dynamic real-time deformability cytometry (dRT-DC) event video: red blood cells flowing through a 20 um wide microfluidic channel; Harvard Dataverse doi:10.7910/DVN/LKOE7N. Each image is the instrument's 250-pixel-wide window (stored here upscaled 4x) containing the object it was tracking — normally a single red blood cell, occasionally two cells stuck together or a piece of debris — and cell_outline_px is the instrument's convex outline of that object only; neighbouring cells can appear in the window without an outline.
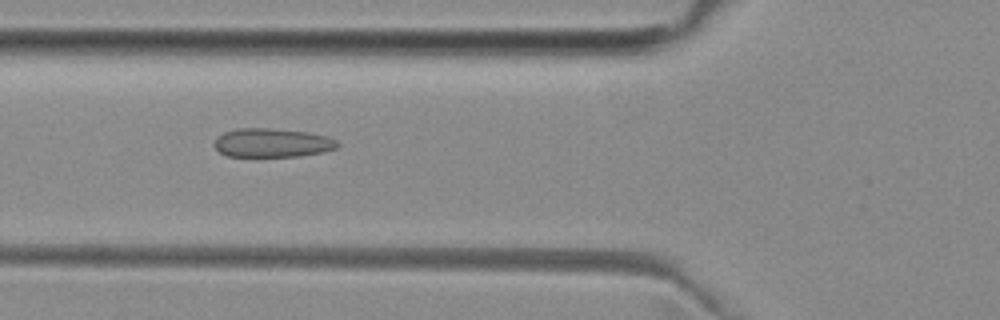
{"species": "common noctule bat (a hibernating species)", "species_latin": "Nyctalus noctula", "temperature_condition": "room temperature", "stored_images_in_passage": 39, "camera_frame_rate_fps": 3000, "um_per_image_px": 0.085, "animal": {"sex": "female", "body_mass_g": 29.2, "forearm_length_mm": 56.3}, "frame": {"image": 1, "passage_image": 6, "time_ms": 1.667, "image_size_px": [1000, 320], "cell_outline_px": [[340, 144], [336, 148], [324, 152], [300, 156], [228, 156], [220, 152], [212, 144], [224, 132], [236, 128], [268, 128], [308, 132], [328, 136], [336, 140]], "centroid_in_image_um": [23.16, 12.13], "position_along_channel_um": 102.6, "area_um2": 20.69}}
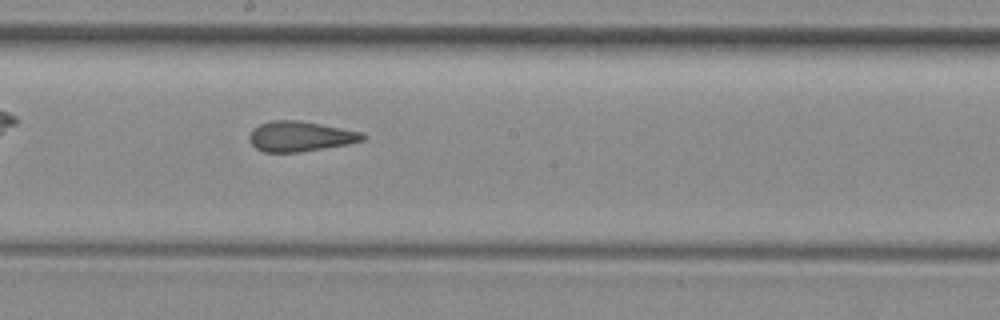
{"frame": {"image": 2, "passage_image": 15, "time_ms": 4.667, "image_size_px": [1000, 320], "cell_outline_px": [[368, 136], [364, 140], [348, 144], [300, 152], [264, 152], [256, 148], [248, 140], [248, 136], [252, 128], [260, 124], [272, 120], [300, 120], [360, 132]], "centroid_in_image_um": [25.48, 11.59], "position_along_channel_um": 222.7, "area_um2": 19.94}}
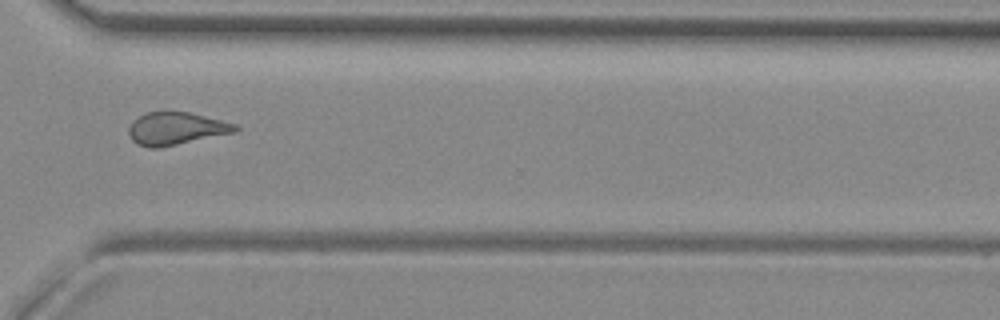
{"frame": {"image": 3, "passage_image": 25, "time_ms": 8.0, "image_size_px": [1000, 320], "cell_outline_px": [[240, 128], [236, 132], [160, 148], [148, 148], [136, 144], [132, 140], [128, 132], [128, 128], [132, 120], [144, 112], [188, 112], [236, 124]], "centroid_in_image_um": [14.92, 10.94], "position_along_channel_um": 355.7, "area_um2": 20.35}, "authors_computed_cell_mechanics": {"area_um2": 20.4034, "velocity_mm_per_s": 3.9979, "shape_relaxation_time_tau1_ms": null, "shape_relaxation_time_tau2_ms": 1.4846, "deformation_change_tau1": null, "deformation_change_tau2": 0.0982}}